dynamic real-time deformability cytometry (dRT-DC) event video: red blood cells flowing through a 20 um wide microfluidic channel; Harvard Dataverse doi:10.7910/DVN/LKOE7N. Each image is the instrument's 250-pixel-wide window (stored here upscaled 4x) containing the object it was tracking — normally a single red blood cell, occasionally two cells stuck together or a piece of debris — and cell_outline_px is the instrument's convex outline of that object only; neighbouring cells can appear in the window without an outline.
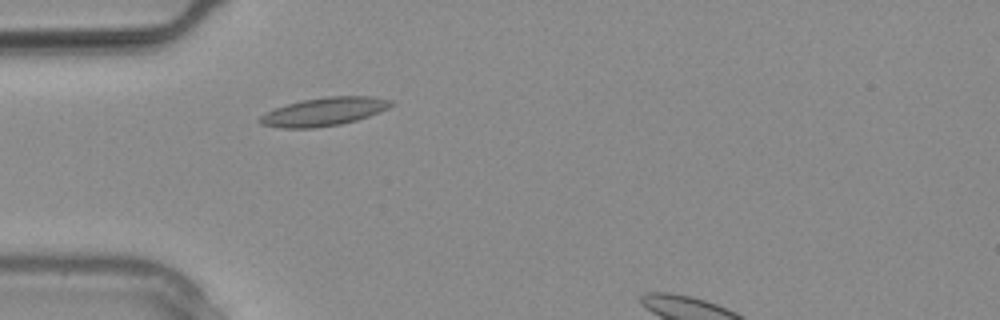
{"species": "common noctule bat (a hibernating species)", "species_latin": "Nyctalus noctula", "temperature_condition": "warm", "stored_images_in_passage": 3, "camera_frame_rate_fps": 3000, "um_per_image_px": 0.085, "animal": {"sex": "male", "body_mass_g": 20.4}, "frame": {"image": 1, "passage_image": 1, "time_ms": 0.0, "image_size_px": [1000, 320], "cell_outline_px": [[396, 104], [380, 112], [356, 120], [340, 124], [316, 128], [280, 128], [260, 124], [256, 120], [264, 112], [288, 104], [304, 100], [328, 96], [372, 96], [392, 100]], "centroid_in_image_um": [27.54, 9.49], "position_along_channel_um": 57.5, "area_um2": 21.73}}